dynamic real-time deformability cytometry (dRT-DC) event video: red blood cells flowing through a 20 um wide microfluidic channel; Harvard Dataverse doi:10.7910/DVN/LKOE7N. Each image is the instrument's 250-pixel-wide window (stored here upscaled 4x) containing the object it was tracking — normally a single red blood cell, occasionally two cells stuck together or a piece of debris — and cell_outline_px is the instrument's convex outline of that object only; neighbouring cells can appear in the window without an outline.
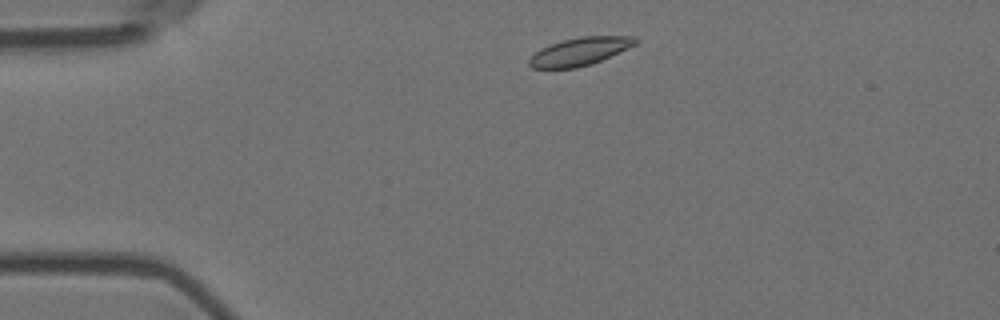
{"species": "Egyptian fruit bat (a non-hibernating species)", "species_latin": "Rousettus aegyptiacus", "temperature_condition": "room temperature", "stored_images_in_passage": 4, "camera_frame_rate_fps": 3000, "um_per_image_px": 0.085, "animal": {"sex": "female"}, "frame": {"image": 1, "passage_image": 1, "time_ms": 0.0, "image_size_px": [1000, 320], "cell_outline_px": [[640, 40], [636, 44], [628, 48], [600, 60], [576, 68], [532, 68], [528, 64], [528, 60], [540, 48], [548, 44], [580, 36], [636, 36]], "centroid_in_image_um": [49.28, 4.36], "position_along_channel_um": 35.7, "area_um2": 17.17}}
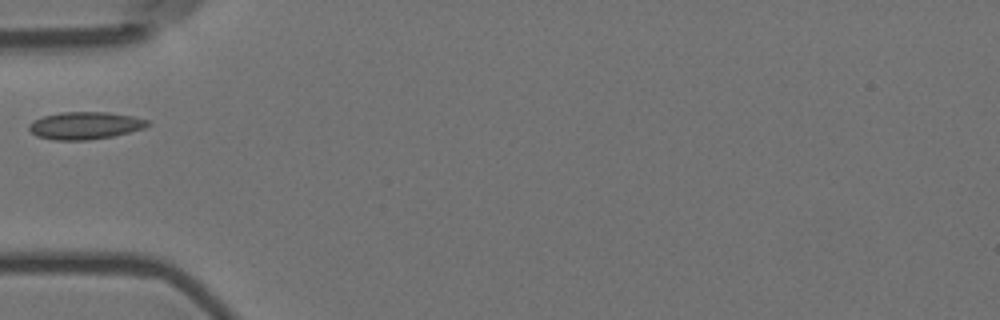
{"frame": {"image": 2, "passage_image": 3, "time_ms": 0.667, "image_size_px": [1000, 320], "cell_outline_px": [[152, 124], [144, 128], [112, 136], [88, 140], [56, 140], [36, 136], [28, 128], [28, 124], [44, 116], [60, 112], [108, 112], [132, 116], [148, 120]], "centroid_in_image_um": [7.24, 10.67], "position_along_channel_um": 77.8, "area_um2": 18.84}}
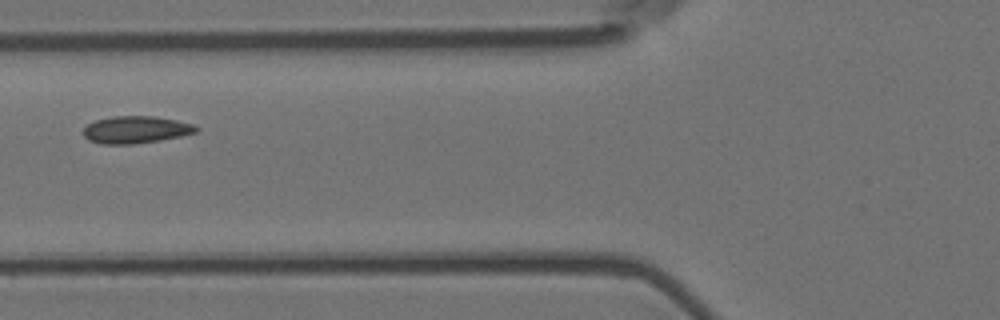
{"frame": {"image": 3, "passage_image": 4, "time_ms": 1.0, "image_size_px": [1000, 320], "cell_outline_px": [[200, 128], [196, 132], [180, 136], [160, 140], [132, 144], [100, 144], [88, 140], [84, 136], [84, 128], [88, 124], [96, 120], [112, 116], [152, 116], [176, 120], [192, 124]], "centroid_in_image_um": [11.53, 11.02], "position_along_channel_um": 114.3, "area_um2": 17.8}}